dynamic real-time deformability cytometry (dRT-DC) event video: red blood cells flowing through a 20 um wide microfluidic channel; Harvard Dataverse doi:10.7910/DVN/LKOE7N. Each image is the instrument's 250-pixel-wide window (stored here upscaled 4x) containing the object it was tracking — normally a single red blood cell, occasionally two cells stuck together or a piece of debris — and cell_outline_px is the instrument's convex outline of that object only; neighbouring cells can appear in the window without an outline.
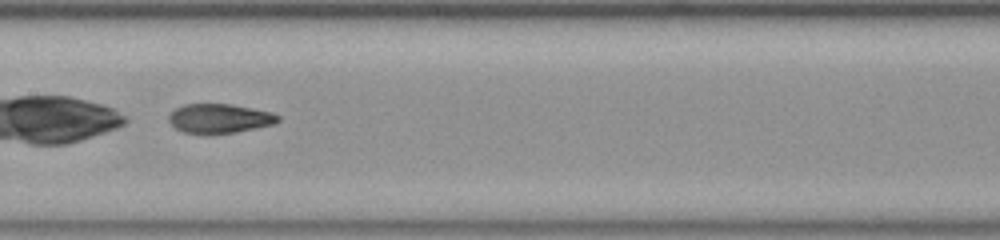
{"species": "common noctule bat (a hibernating species)", "species_latin": "Nyctalus noctula", "temperature_condition": "room temperature", "stored_images_in_passage": 35, "camera_frame_rate_fps": 3000, "um_per_image_px": 0.085, "animal": {"sex": "female", "body_mass_g": 23.0, "forearm_length_mm": 53.4}, "frame": {"image": 1, "passage_image": 11, "time_ms": 3.333, "image_size_px": [1000, 240], "cell_outline_px": [[280, 120], [276, 124], [236, 132], [184, 132], [176, 128], [168, 120], [168, 116], [176, 108], [184, 104], [232, 104], [272, 112], [280, 116]], "centroid_in_image_um": [18.71, 10.04], "position_along_channel_um": 188.7, "area_um2": 18.32}, "authors_computed_cell_mechanics": {"area_um2": 18.8428, "velocity_mm_per_s": 3.8786, "shape_relaxation_time_tau1_ms": null, "shape_relaxation_time_tau2_ms": 1.846, "deformation_change_tau1": null, "deformation_change_tau2": 0.0791}}